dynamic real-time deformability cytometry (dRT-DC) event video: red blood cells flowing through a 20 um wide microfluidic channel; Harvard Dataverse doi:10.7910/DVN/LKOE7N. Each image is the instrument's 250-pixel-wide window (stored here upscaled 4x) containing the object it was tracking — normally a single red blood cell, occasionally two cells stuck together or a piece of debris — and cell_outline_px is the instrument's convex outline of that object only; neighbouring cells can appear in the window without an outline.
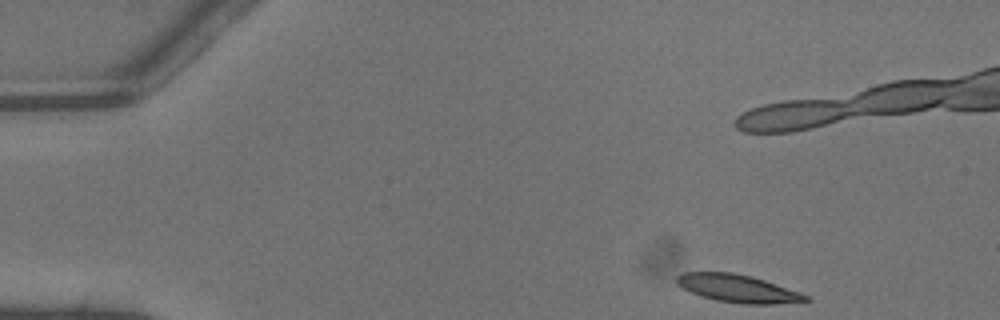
{"species": "common noctule bat (a hibernating species)", "species_latin": "Nyctalus noctula", "temperature_condition": "warm", "stored_images_in_passage": 35, "camera_frame_rate_fps": 3000, "um_per_image_px": 0.085, "animal": {"sex": "male", "body_mass_g": 13.3}, "frame": {"image": 1, "passage_image": 1, "time_ms": 0.0, "image_size_px": [1000, 320], "cell_outline_px": [[812, 300], [772, 304], [744, 304], [716, 300], [692, 292], [684, 288], [676, 280], [676, 276], [684, 272], [732, 272], [752, 276], [800, 292], [808, 296]], "centroid_in_image_um": [62.74, 24.51], "position_along_channel_um": 22.3, "area_um2": 20.52}, "authors_computed_cell_mechanics": {"area_um2": 21.5594, "velocity_mm_per_s": 4.4696, "shape_relaxation_time_tau1_ms": 6.0126, "shape_relaxation_time_tau2_ms": 3.3197, "deformation_change_tau1": 0.2005, "deformation_change_tau2": 0.136}}